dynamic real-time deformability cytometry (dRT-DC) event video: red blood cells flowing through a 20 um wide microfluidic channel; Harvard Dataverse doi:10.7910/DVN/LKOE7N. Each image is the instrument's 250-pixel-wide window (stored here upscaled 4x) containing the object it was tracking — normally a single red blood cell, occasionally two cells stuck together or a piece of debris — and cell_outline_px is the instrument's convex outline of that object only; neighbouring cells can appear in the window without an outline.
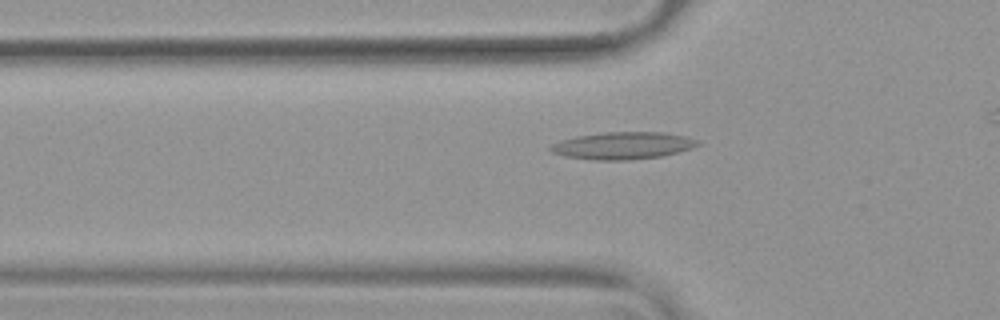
{"species": "common noctule bat (a hibernating species)", "species_latin": "Nyctalus noctula", "temperature_condition": "warm", "stored_images_in_passage": 44, "camera_frame_rate_fps": 3000, "um_per_image_px": 0.085, "animal": {"sex": "female", "body_mass_g": 19.9}, "frame": {"image": 1, "passage_image": 15, "time_ms": 4.667, "image_size_px": [1000, 320], "cell_outline_px": [[700, 144], [692, 148], [660, 156], [628, 160], [596, 160], [564, 156], [552, 152], [548, 148], [552, 144], [576, 136], [604, 132], [664, 132], [684, 136], [700, 140]], "centroid_in_image_um": [52.95, 12.37], "position_along_channel_um": 72.8, "area_um2": 23.18}}
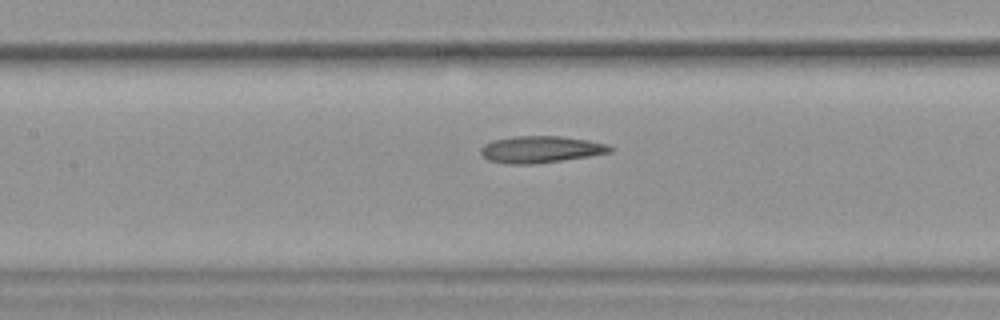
{"frame": {"image": 2, "passage_image": 22, "time_ms": 7.0, "image_size_px": [1000, 320], "cell_outline_px": [[612, 152], [588, 156], [536, 164], [508, 164], [488, 160], [480, 152], [480, 148], [484, 144], [492, 140], [516, 136], [560, 136], [588, 140], [608, 144], [612, 148]], "centroid_in_image_um": [45.94, 12.7], "position_along_channel_um": 161.5, "area_um2": 20.17}}
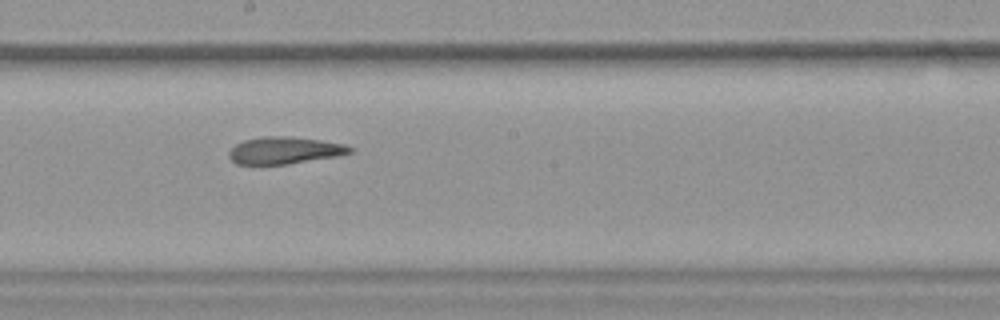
{"frame": {"image": 3, "passage_image": 27, "time_ms": 8.667, "image_size_px": [1000, 320], "cell_outline_px": [[352, 152], [336, 156], [288, 164], [236, 164], [228, 156], [228, 152], [236, 144], [244, 140], [264, 136], [288, 136], [320, 140], [344, 144], [352, 148]], "centroid_in_image_um": [24.16, 12.78], "position_along_channel_um": 224.0, "area_um2": 18.9}}